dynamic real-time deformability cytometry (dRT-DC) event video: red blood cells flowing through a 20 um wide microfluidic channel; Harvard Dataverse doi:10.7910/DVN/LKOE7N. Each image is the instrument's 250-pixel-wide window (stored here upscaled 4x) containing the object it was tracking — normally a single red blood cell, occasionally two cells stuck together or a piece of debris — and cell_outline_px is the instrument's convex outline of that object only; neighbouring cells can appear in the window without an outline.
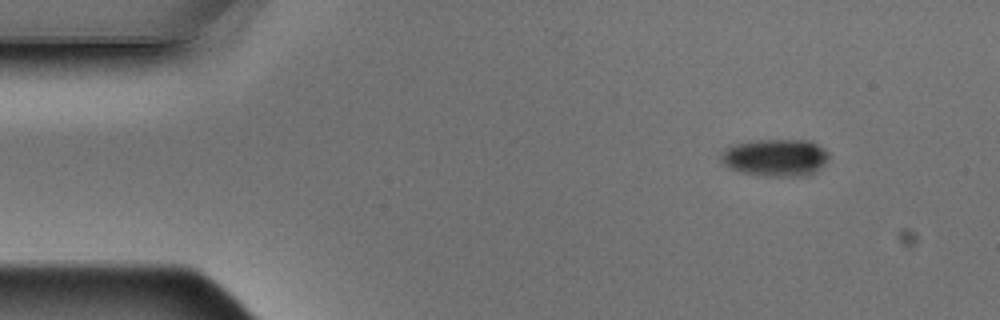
{"species": "Egyptian fruit bat (a non-hibernating species)", "species_latin": "Rousettus aegyptiacus", "temperature_condition": "warm", "stored_images_in_passage": 3, "camera_frame_rate_fps": 3000, "um_per_image_px": 0.085, "animal": {"sex": "male"}, "frame": {"image": 1, "passage_image": 1, "time_ms": 0.0, "image_size_px": [1000, 320], "cell_outline_px": [[828, 160], [816, 172], [808, 176], [764, 176], [740, 172], [728, 168], [720, 160], [720, 156], [724, 148], [732, 144], [752, 140], [808, 140], [824, 148], [828, 152]], "centroid_in_image_um": [65.89, 13.4], "position_along_channel_um": 19.1, "area_um2": 23.81}}
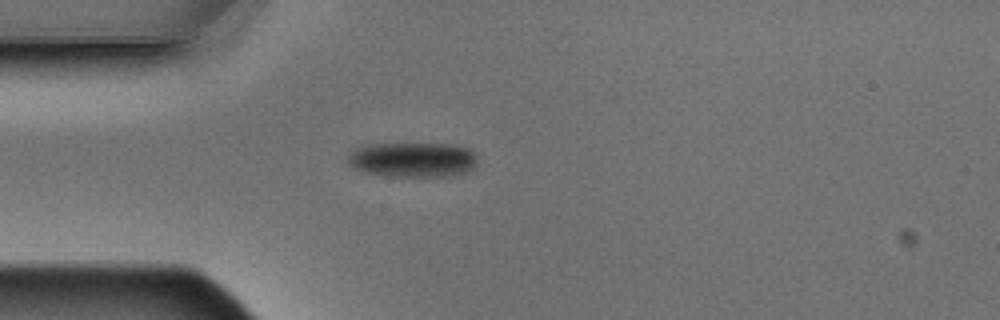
{"frame": {"image": 2, "passage_image": 3, "time_ms": 0.667, "image_size_px": [1000, 320], "cell_outline_px": [[476, 164], [472, 168], [464, 172], [452, 176], [388, 176], [364, 172], [352, 168], [348, 164], [348, 156], [352, 148], [368, 144], [456, 144], [472, 148], [476, 152]], "centroid_in_image_um": [35.08, 13.56], "position_along_channel_um": 49.9, "area_um2": 26.76}}